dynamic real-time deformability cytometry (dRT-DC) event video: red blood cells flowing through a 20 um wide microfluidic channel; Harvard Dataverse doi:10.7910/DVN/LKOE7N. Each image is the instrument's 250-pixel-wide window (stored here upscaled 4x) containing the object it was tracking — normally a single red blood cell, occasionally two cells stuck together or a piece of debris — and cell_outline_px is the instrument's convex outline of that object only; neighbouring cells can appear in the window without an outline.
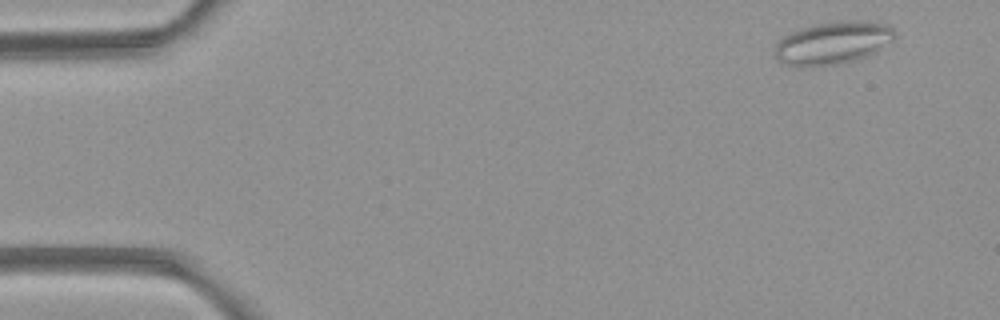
{"species": "common noctule bat (a hibernating species)", "species_latin": "Nyctalus noctula", "temperature_condition": "room temperature", "stored_images_in_passage": 5, "camera_frame_rate_fps": 3000, "um_per_image_px": 0.085, "animal": {"sex": "female", "body_mass_g": 21.9}, "frame": {"image": 1, "passage_image": 1, "time_ms": 0.0, "image_size_px": [1000, 320], "cell_outline_px": [[896, 36], [892, 40], [876, 52], [868, 56], [856, 60], [836, 64], [812, 68], [800, 68], [784, 64], [776, 56], [776, 44], [784, 36], [792, 32], [804, 28], [820, 24], [840, 20], [868, 20], [884, 24], [892, 28], [896, 32]], "centroid_in_image_um": [70.82, 3.67], "position_along_channel_um": 14.2, "area_um2": 29.94}}